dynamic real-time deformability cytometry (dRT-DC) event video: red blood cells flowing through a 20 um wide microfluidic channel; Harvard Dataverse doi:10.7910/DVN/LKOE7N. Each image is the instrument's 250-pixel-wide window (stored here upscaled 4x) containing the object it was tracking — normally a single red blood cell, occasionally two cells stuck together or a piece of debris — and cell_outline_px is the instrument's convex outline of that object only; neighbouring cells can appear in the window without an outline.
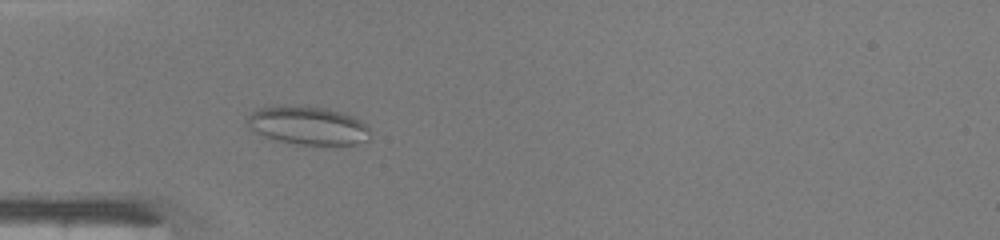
{"species": "common noctule bat (a hibernating species)", "species_latin": "Nyctalus noctula", "temperature_condition": "warm", "stored_images_in_passage": 43, "camera_frame_rate_fps": 3000, "um_per_image_px": 0.085, "animal": {"sex": "male", "body_mass_g": 19.0, "forearm_length_mm": 50.8}, "frame": {"image": 1, "passage_image": 11, "time_ms": 3.333, "image_size_px": [1000, 240], "cell_outline_px": [[368, 140], [356, 144], [296, 144], [264, 136], [248, 128], [248, 116], [252, 112], [264, 104], [304, 104], [328, 108], [344, 112], [356, 116], [368, 128]], "centroid_in_image_um": [26.13, 10.6], "position_along_channel_um": 58.9, "area_um2": 28.09}}
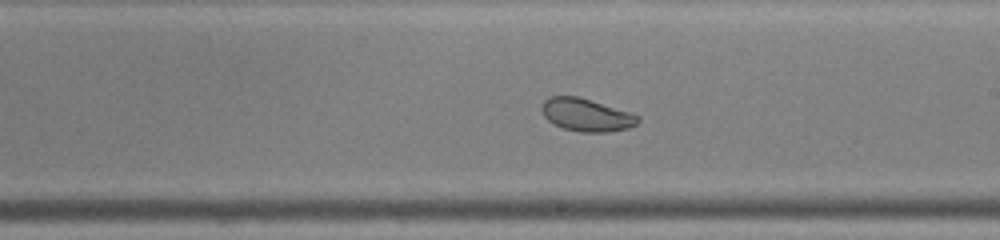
{"frame": {"image": 2, "passage_image": 24, "time_ms": 7.667, "image_size_px": [1000, 240], "cell_outline_px": [[640, 120], [636, 124], [628, 128], [608, 132], [580, 132], [564, 128], [552, 124], [544, 116], [544, 100], [548, 96], [576, 96], [632, 112], [640, 116]], "centroid_in_image_um": [49.88, 9.77], "position_along_channel_um": 239.1, "area_um2": 18.26}}
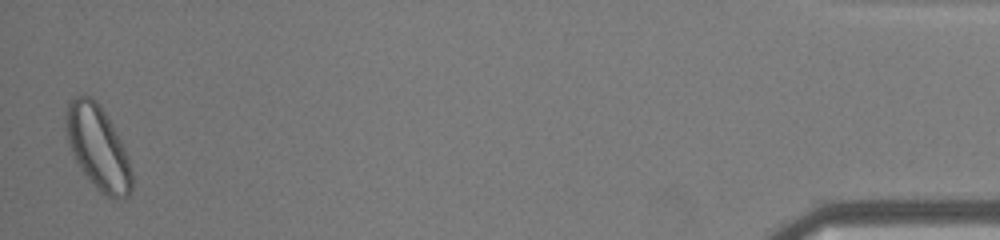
{"frame": {"image": 3, "passage_image": 43, "time_ms": 14.0, "image_size_px": [1000, 240], "cell_outline_px": [[132, 188], [128, 196], [124, 200], [116, 200], [100, 192], [88, 180], [80, 168], [72, 152], [68, 140], [64, 116], [68, 100], [76, 96], [92, 96], [96, 100], [104, 112], [120, 140], [124, 148], [132, 172]], "centroid_in_image_um": [8.31, 12.56], "position_along_channel_um": 426.9, "area_um2": 32.02}, "authors_computed_cell_mechanics": {"area_um2": 24.854, "velocity_mm_per_s": 4.2809, "shape_relaxation_time_tau1_ms": 8.3529, "shape_relaxation_time_tau2_ms": 1.9849, "deformation_change_tau1": 0.1016, "deformation_change_tau2": 0.0715}}